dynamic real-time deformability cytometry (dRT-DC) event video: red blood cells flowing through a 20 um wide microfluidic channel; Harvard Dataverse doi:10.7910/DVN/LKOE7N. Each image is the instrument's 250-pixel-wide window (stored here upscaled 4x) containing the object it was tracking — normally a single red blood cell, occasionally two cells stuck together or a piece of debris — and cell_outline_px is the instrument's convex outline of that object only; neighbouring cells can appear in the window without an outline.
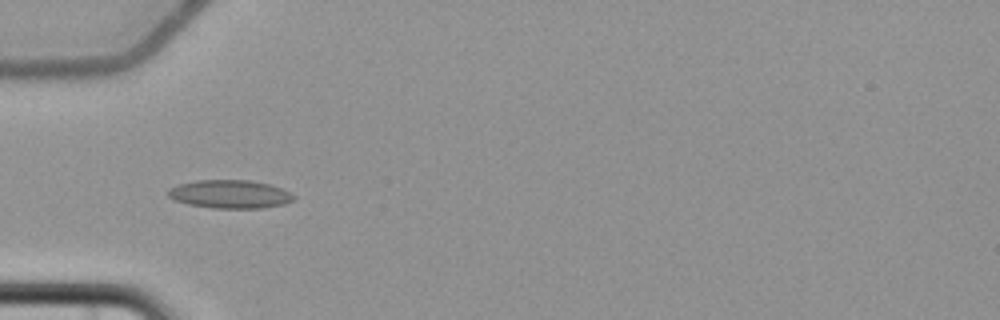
{"species": "common noctule bat (a hibernating species)", "species_latin": "Nyctalus noctula", "temperature_condition": "cold", "stored_images_in_passage": 7, "camera_frame_rate_fps": 3000, "um_per_image_px": 0.085, "animal": {"sex": "female", "body_mass_g": 22.7, "forearm_length_mm": 54.2}, "frame": {"image": 1, "passage_image": 4, "time_ms": 4.667, "image_size_px": [1000, 320], "cell_outline_px": [[296, 200], [284, 204], [264, 208], [212, 208], [188, 204], [176, 200], [168, 196], [168, 188], [180, 184], [196, 180], [248, 180], [268, 184], [280, 188], [296, 196]], "centroid_in_image_um": [19.56, 16.51], "position_along_channel_um": 65.4, "area_um2": 20.69}}
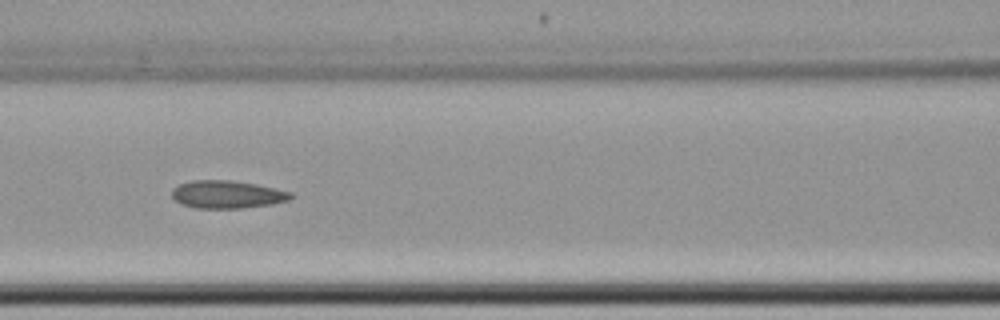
{"frame": {"image": 2, "passage_image": 6, "time_ms": 7.0, "image_size_px": [1000, 320], "cell_outline_px": [[292, 196], [288, 200], [272, 204], [240, 208], [196, 208], [180, 204], [172, 196], [172, 188], [180, 184], [192, 180], [232, 180], [256, 184], [292, 192]], "centroid_in_image_um": [19.28, 16.52], "position_along_channel_um": 147.3, "area_um2": 19.19}}
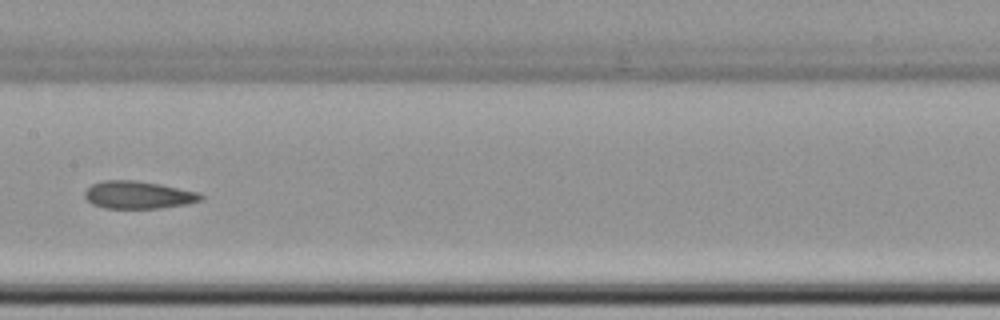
{"frame": {"image": 3, "passage_image": 7, "time_ms": 8.333, "image_size_px": [1000, 320], "cell_outline_px": [[204, 200], [188, 204], [160, 208], [104, 208], [92, 204], [84, 196], [84, 192], [92, 184], [104, 180], [136, 180], [160, 184], [200, 192], [204, 196]], "centroid_in_image_um": [11.79, 16.57], "position_along_channel_um": 195.6, "area_um2": 18.84}}